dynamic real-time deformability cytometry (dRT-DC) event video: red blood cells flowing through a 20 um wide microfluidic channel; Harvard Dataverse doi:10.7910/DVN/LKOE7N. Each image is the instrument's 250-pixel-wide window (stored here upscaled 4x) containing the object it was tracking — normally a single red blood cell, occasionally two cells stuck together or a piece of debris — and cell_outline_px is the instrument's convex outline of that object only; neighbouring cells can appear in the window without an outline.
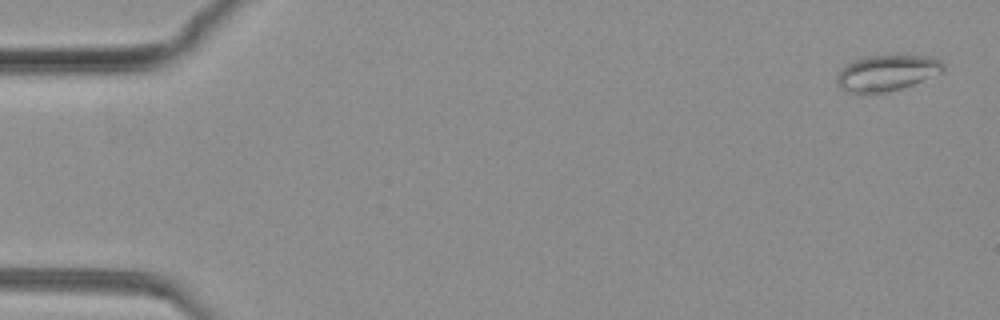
{"species": "common noctule bat (a hibernating species)", "species_latin": "Nyctalus noctula", "temperature_condition": "warm", "stored_images_in_passage": 16, "camera_frame_rate_fps": 3000, "um_per_image_px": 0.085, "animal": {"sex": "female", "body_mass_g": 19.3, "forearm_length_mm": 54.1}, "frame": {"image": 1, "passage_image": 3, "time_ms": 0.667, "image_size_px": [1000, 320], "cell_outline_px": [[944, 72], [912, 84], [900, 88], [884, 92], [856, 96], [840, 88], [836, 84], [836, 76], [848, 64], [864, 56], [896, 52], [900, 52], [928, 56], [940, 60], [944, 64]], "centroid_in_image_um": [75.38, 6.17], "position_along_channel_um": 9.6, "area_um2": 23.29}}